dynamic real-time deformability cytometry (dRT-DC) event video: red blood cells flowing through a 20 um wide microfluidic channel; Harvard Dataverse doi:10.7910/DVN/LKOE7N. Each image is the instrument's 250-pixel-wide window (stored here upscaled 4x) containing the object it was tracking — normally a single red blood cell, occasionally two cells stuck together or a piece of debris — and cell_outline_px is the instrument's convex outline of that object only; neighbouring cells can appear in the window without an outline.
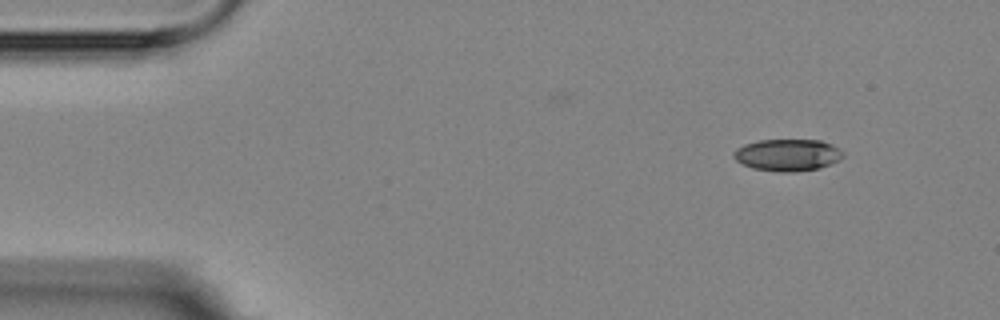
{"species": "Egyptian fruit bat (a non-hibernating species)", "species_latin": "Rousettus aegyptiacus", "temperature_condition": "room temperature", "stored_images_in_passage": 3, "camera_frame_rate_fps": 3000, "um_per_image_px": 0.085, "animal": {"sex": "female"}, "frame": {"image": 1, "passage_image": 1, "time_ms": 0.0, "image_size_px": [1000, 320], "cell_outline_px": [[844, 156], [840, 160], [820, 168], [792, 172], [780, 172], [752, 168], [736, 160], [732, 156], [736, 148], [744, 144], [760, 140], [820, 140], [832, 144], [840, 148], [844, 152]], "centroid_in_image_um": [66.97, 13.17], "position_along_channel_um": 18.0, "area_um2": 20.46}}
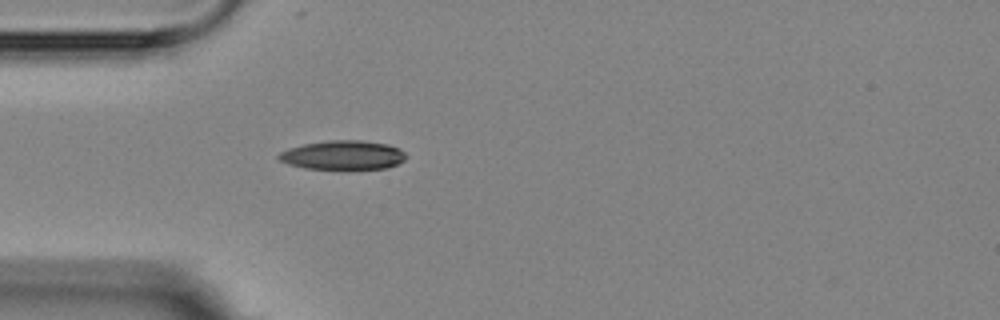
{"frame": {"image": 2, "passage_image": 3, "time_ms": 3.333, "image_size_px": [1000, 320], "cell_outline_px": [[408, 156], [404, 160], [388, 168], [304, 168], [288, 164], [280, 160], [276, 156], [280, 152], [288, 148], [304, 144], [328, 140], [360, 140], [388, 144], [400, 148]], "centroid_in_image_um": [29.16, 13.17], "position_along_channel_um": 55.8, "area_um2": 21.44}}